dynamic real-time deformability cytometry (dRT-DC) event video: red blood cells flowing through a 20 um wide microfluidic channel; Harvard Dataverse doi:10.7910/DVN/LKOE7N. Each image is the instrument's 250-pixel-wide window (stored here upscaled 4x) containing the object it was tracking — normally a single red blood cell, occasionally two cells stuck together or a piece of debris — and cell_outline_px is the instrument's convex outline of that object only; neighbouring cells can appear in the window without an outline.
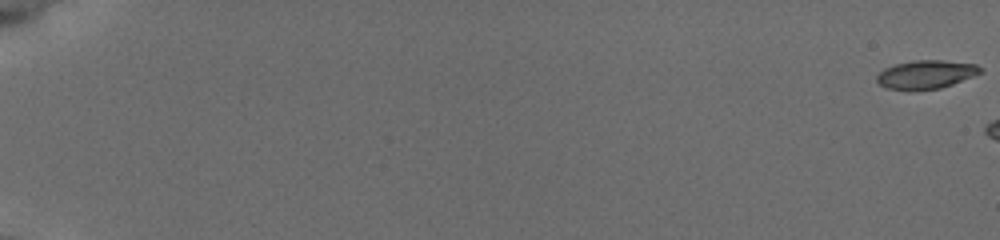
{"species": "common noctule bat (a hibernating species)", "species_latin": "Nyctalus noctula", "temperature_condition": "cold", "stored_images_in_passage": 7, "camera_frame_rate_fps": 3000, "um_per_image_px": 0.085, "animal": {"sex": "female", "body_mass_g": 19.5, "forearm_length_mm": 54.1}, "frame": {"image": 1, "passage_image": 1, "time_ms": 0.0, "image_size_px": [1000, 240], "cell_outline_px": [[984, 72], [952, 84], [940, 88], [884, 88], [876, 80], [876, 76], [884, 68], [896, 64], [912, 60], [940, 60], [976, 64], [984, 68]], "centroid_in_image_um": [78.75, 6.29], "position_along_channel_um": 6.2, "area_um2": 16.82}}